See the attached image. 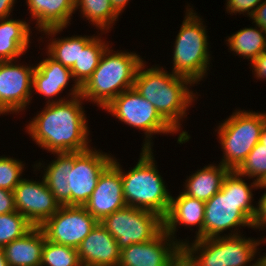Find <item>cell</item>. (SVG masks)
<instances>
[{
	"mask_svg": "<svg viewBox=\"0 0 266 266\" xmlns=\"http://www.w3.org/2000/svg\"><path fill=\"white\" fill-rule=\"evenodd\" d=\"M83 102L80 95L63 102L45 104L43 110L37 111L28 122L25 132L38 147L51 154L90 149V130Z\"/></svg>",
	"mask_w": 266,
	"mask_h": 266,
	"instance_id": "1",
	"label": "cell"
},
{
	"mask_svg": "<svg viewBox=\"0 0 266 266\" xmlns=\"http://www.w3.org/2000/svg\"><path fill=\"white\" fill-rule=\"evenodd\" d=\"M243 178L236 170H230L221 190L205 201L203 239L221 237L229 229L230 233L224 232V236L241 234V227L254 228L257 204H253L252 192L258 189V183L253 180L248 184Z\"/></svg>",
	"mask_w": 266,
	"mask_h": 266,
	"instance_id": "2",
	"label": "cell"
},
{
	"mask_svg": "<svg viewBox=\"0 0 266 266\" xmlns=\"http://www.w3.org/2000/svg\"><path fill=\"white\" fill-rule=\"evenodd\" d=\"M145 64L146 61H143L138 67L133 88L178 133L182 130L181 122L187 118L186 111L198 99L197 91L193 93L190 89L195 84L186 77L165 70L163 66L157 64L147 68Z\"/></svg>",
	"mask_w": 266,
	"mask_h": 266,
	"instance_id": "3",
	"label": "cell"
},
{
	"mask_svg": "<svg viewBox=\"0 0 266 266\" xmlns=\"http://www.w3.org/2000/svg\"><path fill=\"white\" fill-rule=\"evenodd\" d=\"M110 47L105 49L97 68L80 87L82 98L102 110L122 92L133 88L138 67L144 61L134 51H113Z\"/></svg>",
	"mask_w": 266,
	"mask_h": 266,
	"instance_id": "4",
	"label": "cell"
},
{
	"mask_svg": "<svg viewBox=\"0 0 266 266\" xmlns=\"http://www.w3.org/2000/svg\"><path fill=\"white\" fill-rule=\"evenodd\" d=\"M153 151L141 148L136 166L128 172L120 165L123 196L127 206L150 210L164 218L168 213L172 194L159 174Z\"/></svg>",
	"mask_w": 266,
	"mask_h": 266,
	"instance_id": "5",
	"label": "cell"
},
{
	"mask_svg": "<svg viewBox=\"0 0 266 266\" xmlns=\"http://www.w3.org/2000/svg\"><path fill=\"white\" fill-rule=\"evenodd\" d=\"M187 5L184 20L174 41L171 68L172 73L186 77L197 85L208 76L212 56L205 21L191 5Z\"/></svg>",
	"mask_w": 266,
	"mask_h": 266,
	"instance_id": "6",
	"label": "cell"
},
{
	"mask_svg": "<svg viewBox=\"0 0 266 266\" xmlns=\"http://www.w3.org/2000/svg\"><path fill=\"white\" fill-rule=\"evenodd\" d=\"M187 240L182 245V255L192 266H252L260 258L261 240L244 234L194 239L192 243Z\"/></svg>",
	"mask_w": 266,
	"mask_h": 266,
	"instance_id": "7",
	"label": "cell"
},
{
	"mask_svg": "<svg viewBox=\"0 0 266 266\" xmlns=\"http://www.w3.org/2000/svg\"><path fill=\"white\" fill-rule=\"evenodd\" d=\"M266 112L236 109L216 128L223 152L220 163L229 170H237L260 140Z\"/></svg>",
	"mask_w": 266,
	"mask_h": 266,
	"instance_id": "8",
	"label": "cell"
},
{
	"mask_svg": "<svg viewBox=\"0 0 266 266\" xmlns=\"http://www.w3.org/2000/svg\"><path fill=\"white\" fill-rule=\"evenodd\" d=\"M126 125L144 131L142 149H153L155 134L177 133L157 112L155 107L134 88L114 98L104 109ZM152 141V142H151Z\"/></svg>",
	"mask_w": 266,
	"mask_h": 266,
	"instance_id": "9",
	"label": "cell"
},
{
	"mask_svg": "<svg viewBox=\"0 0 266 266\" xmlns=\"http://www.w3.org/2000/svg\"><path fill=\"white\" fill-rule=\"evenodd\" d=\"M100 224L115 238L119 249L156 238L164 230L163 217L150 210L125 206Z\"/></svg>",
	"mask_w": 266,
	"mask_h": 266,
	"instance_id": "10",
	"label": "cell"
},
{
	"mask_svg": "<svg viewBox=\"0 0 266 266\" xmlns=\"http://www.w3.org/2000/svg\"><path fill=\"white\" fill-rule=\"evenodd\" d=\"M97 223L84 206L64 205L40 228L46 240L77 249Z\"/></svg>",
	"mask_w": 266,
	"mask_h": 266,
	"instance_id": "11",
	"label": "cell"
},
{
	"mask_svg": "<svg viewBox=\"0 0 266 266\" xmlns=\"http://www.w3.org/2000/svg\"><path fill=\"white\" fill-rule=\"evenodd\" d=\"M17 63L18 60L0 62V116L16 115L32 103L35 65Z\"/></svg>",
	"mask_w": 266,
	"mask_h": 266,
	"instance_id": "12",
	"label": "cell"
},
{
	"mask_svg": "<svg viewBox=\"0 0 266 266\" xmlns=\"http://www.w3.org/2000/svg\"><path fill=\"white\" fill-rule=\"evenodd\" d=\"M113 157L93 146L83 152H73V168L69 173L71 205L84 206L97 186L100 174Z\"/></svg>",
	"mask_w": 266,
	"mask_h": 266,
	"instance_id": "13",
	"label": "cell"
},
{
	"mask_svg": "<svg viewBox=\"0 0 266 266\" xmlns=\"http://www.w3.org/2000/svg\"><path fill=\"white\" fill-rule=\"evenodd\" d=\"M13 194L16 210L34 227H40L61 206L43 177L41 181L23 178L14 188Z\"/></svg>",
	"mask_w": 266,
	"mask_h": 266,
	"instance_id": "14",
	"label": "cell"
},
{
	"mask_svg": "<svg viewBox=\"0 0 266 266\" xmlns=\"http://www.w3.org/2000/svg\"><path fill=\"white\" fill-rule=\"evenodd\" d=\"M182 255V245L165 230L144 243L120 250L118 266H172Z\"/></svg>",
	"mask_w": 266,
	"mask_h": 266,
	"instance_id": "15",
	"label": "cell"
},
{
	"mask_svg": "<svg viewBox=\"0 0 266 266\" xmlns=\"http://www.w3.org/2000/svg\"><path fill=\"white\" fill-rule=\"evenodd\" d=\"M48 57H44L38 64L35 63L33 72L32 93L34 91L47 100L46 104L58 103L69 100L81 95L80 86L71 84L70 92L66 98L59 97L64 89H67L70 81H74L70 68L63 66L60 62L53 59L47 52ZM71 79V80H70ZM59 99H55V97Z\"/></svg>",
	"mask_w": 266,
	"mask_h": 266,
	"instance_id": "16",
	"label": "cell"
},
{
	"mask_svg": "<svg viewBox=\"0 0 266 266\" xmlns=\"http://www.w3.org/2000/svg\"><path fill=\"white\" fill-rule=\"evenodd\" d=\"M127 206L123 196L120 162H112L99 176L97 186L84 204L85 209L100 222L104 217Z\"/></svg>",
	"mask_w": 266,
	"mask_h": 266,
	"instance_id": "17",
	"label": "cell"
},
{
	"mask_svg": "<svg viewBox=\"0 0 266 266\" xmlns=\"http://www.w3.org/2000/svg\"><path fill=\"white\" fill-rule=\"evenodd\" d=\"M205 214V201L195 199L189 195L179 192L177 197L171 195L170 207L167 215L163 218L164 230L181 245L185 243L175 237L179 226H186L192 231L196 226L195 239H203V223Z\"/></svg>",
	"mask_w": 266,
	"mask_h": 266,
	"instance_id": "18",
	"label": "cell"
},
{
	"mask_svg": "<svg viewBox=\"0 0 266 266\" xmlns=\"http://www.w3.org/2000/svg\"><path fill=\"white\" fill-rule=\"evenodd\" d=\"M77 252L82 266H118L120 260L117 241L100 222L84 238Z\"/></svg>",
	"mask_w": 266,
	"mask_h": 266,
	"instance_id": "19",
	"label": "cell"
},
{
	"mask_svg": "<svg viewBox=\"0 0 266 266\" xmlns=\"http://www.w3.org/2000/svg\"><path fill=\"white\" fill-rule=\"evenodd\" d=\"M31 20L41 32L49 28H67L75 14V0H26Z\"/></svg>",
	"mask_w": 266,
	"mask_h": 266,
	"instance_id": "20",
	"label": "cell"
},
{
	"mask_svg": "<svg viewBox=\"0 0 266 266\" xmlns=\"http://www.w3.org/2000/svg\"><path fill=\"white\" fill-rule=\"evenodd\" d=\"M55 159L49 164L39 161L34 164V171H41L48 188L56 201L61 205H71V190H69V173L73 168V153H53ZM43 170H40L42 169ZM43 171V172H42Z\"/></svg>",
	"mask_w": 266,
	"mask_h": 266,
	"instance_id": "21",
	"label": "cell"
},
{
	"mask_svg": "<svg viewBox=\"0 0 266 266\" xmlns=\"http://www.w3.org/2000/svg\"><path fill=\"white\" fill-rule=\"evenodd\" d=\"M26 20L0 19V62L21 60L30 47L32 29Z\"/></svg>",
	"mask_w": 266,
	"mask_h": 266,
	"instance_id": "22",
	"label": "cell"
},
{
	"mask_svg": "<svg viewBox=\"0 0 266 266\" xmlns=\"http://www.w3.org/2000/svg\"><path fill=\"white\" fill-rule=\"evenodd\" d=\"M46 237L40 227H33L22 238L13 240L2 249L9 266H41Z\"/></svg>",
	"mask_w": 266,
	"mask_h": 266,
	"instance_id": "23",
	"label": "cell"
},
{
	"mask_svg": "<svg viewBox=\"0 0 266 266\" xmlns=\"http://www.w3.org/2000/svg\"><path fill=\"white\" fill-rule=\"evenodd\" d=\"M230 170L221 163L208 164L187 176L182 193L207 201L221 190L223 180Z\"/></svg>",
	"mask_w": 266,
	"mask_h": 266,
	"instance_id": "24",
	"label": "cell"
},
{
	"mask_svg": "<svg viewBox=\"0 0 266 266\" xmlns=\"http://www.w3.org/2000/svg\"><path fill=\"white\" fill-rule=\"evenodd\" d=\"M63 30L64 28H49L41 31V33L49 38L46 52L63 66L71 68L78 61L79 47H85L95 37V34L56 38V35L62 33Z\"/></svg>",
	"mask_w": 266,
	"mask_h": 266,
	"instance_id": "25",
	"label": "cell"
},
{
	"mask_svg": "<svg viewBox=\"0 0 266 266\" xmlns=\"http://www.w3.org/2000/svg\"><path fill=\"white\" fill-rule=\"evenodd\" d=\"M254 25V27L238 30L231 36H227L228 39L226 37L225 40L233 54L248 59L249 63L266 50V31L258 25Z\"/></svg>",
	"mask_w": 266,
	"mask_h": 266,
	"instance_id": "26",
	"label": "cell"
},
{
	"mask_svg": "<svg viewBox=\"0 0 266 266\" xmlns=\"http://www.w3.org/2000/svg\"><path fill=\"white\" fill-rule=\"evenodd\" d=\"M109 45L111 44L108 41L105 42V39L98 33L85 47H79L78 61L70 68L74 84L81 87L89 79Z\"/></svg>",
	"mask_w": 266,
	"mask_h": 266,
	"instance_id": "27",
	"label": "cell"
},
{
	"mask_svg": "<svg viewBox=\"0 0 266 266\" xmlns=\"http://www.w3.org/2000/svg\"><path fill=\"white\" fill-rule=\"evenodd\" d=\"M79 9L80 17H84L98 31L109 33L119 14L114 10L110 0H75V11Z\"/></svg>",
	"mask_w": 266,
	"mask_h": 266,
	"instance_id": "28",
	"label": "cell"
},
{
	"mask_svg": "<svg viewBox=\"0 0 266 266\" xmlns=\"http://www.w3.org/2000/svg\"><path fill=\"white\" fill-rule=\"evenodd\" d=\"M34 226L18 211L0 214V248L22 238Z\"/></svg>",
	"mask_w": 266,
	"mask_h": 266,
	"instance_id": "29",
	"label": "cell"
},
{
	"mask_svg": "<svg viewBox=\"0 0 266 266\" xmlns=\"http://www.w3.org/2000/svg\"><path fill=\"white\" fill-rule=\"evenodd\" d=\"M41 266H82L76 248L45 240Z\"/></svg>",
	"mask_w": 266,
	"mask_h": 266,
	"instance_id": "30",
	"label": "cell"
},
{
	"mask_svg": "<svg viewBox=\"0 0 266 266\" xmlns=\"http://www.w3.org/2000/svg\"><path fill=\"white\" fill-rule=\"evenodd\" d=\"M236 171L258 182L266 174V146L258 142Z\"/></svg>",
	"mask_w": 266,
	"mask_h": 266,
	"instance_id": "31",
	"label": "cell"
},
{
	"mask_svg": "<svg viewBox=\"0 0 266 266\" xmlns=\"http://www.w3.org/2000/svg\"><path fill=\"white\" fill-rule=\"evenodd\" d=\"M24 162L13 157L0 156V188L13 191L23 179ZM25 167V168H24ZM24 170V171H23Z\"/></svg>",
	"mask_w": 266,
	"mask_h": 266,
	"instance_id": "32",
	"label": "cell"
},
{
	"mask_svg": "<svg viewBox=\"0 0 266 266\" xmlns=\"http://www.w3.org/2000/svg\"><path fill=\"white\" fill-rule=\"evenodd\" d=\"M263 1L264 0H226L225 9L230 15L239 13V15L246 14L247 17H250Z\"/></svg>",
	"mask_w": 266,
	"mask_h": 266,
	"instance_id": "33",
	"label": "cell"
},
{
	"mask_svg": "<svg viewBox=\"0 0 266 266\" xmlns=\"http://www.w3.org/2000/svg\"><path fill=\"white\" fill-rule=\"evenodd\" d=\"M257 205V213L256 217L253 221L254 230L266 229V191L262 194V196L258 199Z\"/></svg>",
	"mask_w": 266,
	"mask_h": 266,
	"instance_id": "34",
	"label": "cell"
},
{
	"mask_svg": "<svg viewBox=\"0 0 266 266\" xmlns=\"http://www.w3.org/2000/svg\"><path fill=\"white\" fill-rule=\"evenodd\" d=\"M16 210L13 191L0 188V214L12 213Z\"/></svg>",
	"mask_w": 266,
	"mask_h": 266,
	"instance_id": "35",
	"label": "cell"
},
{
	"mask_svg": "<svg viewBox=\"0 0 266 266\" xmlns=\"http://www.w3.org/2000/svg\"><path fill=\"white\" fill-rule=\"evenodd\" d=\"M250 68L254 78L266 80V50L250 63Z\"/></svg>",
	"mask_w": 266,
	"mask_h": 266,
	"instance_id": "36",
	"label": "cell"
},
{
	"mask_svg": "<svg viewBox=\"0 0 266 266\" xmlns=\"http://www.w3.org/2000/svg\"><path fill=\"white\" fill-rule=\"evenodd\" d=\"M252 19V24L258 25L266 31V0H264L249 17Z\"/></svg>",
	"mask_w": 266,
	"mask_h": 266,
	"instance_id": "37",
	"label": "cell"
},
{
	"mask_svg": "<svg viewBox=\"0 0 266 266\" xmlns=\"http://www.w3.org/2000/svg\"><path fill=\"white\" fill-rule=\"evenodd\" d=\"M17 0H0V19L9 18L12 16L14 4Z\"/></svg>",
	"mask_w": 266,
	"mask_h": 266,
	"instance_id": "38",
	"label": "cell"
},
{
	"mask_svg": "<svg viewBox=\"0 0 266 266\" xmlns=\"http://www.w3.org/2000/svg\"><path fill=\"white\" fill-rule=\"evenodd\" d=\"M114 10L121 15L130 0H110Z\"/></svg>",
	"mask_w": 266,
	"mask_h": 266,
	"instance_id": "39",
	"label": "cell"
},
{
	"mask_svg": "<svg viewBox=\"0 0 266 266\" xmlns=\"http://www.w3.org/2000/svg\"><path fill=\"white\" fill-rule=\"evenodd\" d=\"M172 266H192L190 262L181 255L173 264Z\"/></svg>",
	"mask_w": 266,
	"mask_h": 266,
	"instance_id": "40",
	"label": "cell"
},
{
	"mask_svg": "<svg viewBox=\"0 0 266 266\" xmlns=\"http://www.w3.org/2000/svg\"><path fill=\"white\" fill-rule=\"evenodd\" d=\"M259 142L262 145L266 146V118H265V124H264V126L262 128V131H261V134H260V140H259Z\"/></svg>",
	"mask_w": 266,
	"mask_h": 266,
	"instance_id": "41",
	"label": "cell"
},
{
	"mask_svg": "<svg viewBox=\"0 0 266 266\" xmlns=\"http://www.w3.org/2000/svg\"><path fill=\"white\" fill-rule=\"evenodd\" d=\"M0 266H9L2 248H0Z\"/></svg>",
	"mask_w": 266,
	"mask_h": 266,
	"instance_id": "42",
	"label": "cell"
},
{
	"mask_svg": "<svg viewBox=\"0 0 266 266\" xmlns=\"http://www.w3.org/2000/svg\"><path fill=\"white\" fill-rule=\"evenodd\" d=\"M258 189H265L266 190V174L257 182Z\"/></svg>",
	"mask_w": 266,
	"mask_h": 266,
	"instance_id": "43",
	"label": "cell"
},
{
	"mask_svg": "<svg viewBox=\"0 0 266 266\" xmlns=\"http://www.w3.org/2000/svg\"><path fill=\"white\" fill-rule=\"evenodd\" d=\"M252 266H266V263L261 259H257L255 263L252 264Z\"/></svg>",
	"mask_w": 266,
	"mask_h": 266,
	"instance_id": "44",
	"label": "cell"
},
{
	"mask_svg": "<svg viewBox=\"0 0 266 266\" xmlns=\"http://www.w3.org/2000/svg\"><path fill=\"white\" fill-rule=\"evenodd\" d=\"M261 238V241H260V244H264V243H266V238H262V237H260ZM265 263H266V253L264 254V255H261V256H259Z\"/></svg>",
	"mask_w": 266,
	"mask_h": 266,
	"instance_id": "45",
	"label": "cell"
}]
</instances>
